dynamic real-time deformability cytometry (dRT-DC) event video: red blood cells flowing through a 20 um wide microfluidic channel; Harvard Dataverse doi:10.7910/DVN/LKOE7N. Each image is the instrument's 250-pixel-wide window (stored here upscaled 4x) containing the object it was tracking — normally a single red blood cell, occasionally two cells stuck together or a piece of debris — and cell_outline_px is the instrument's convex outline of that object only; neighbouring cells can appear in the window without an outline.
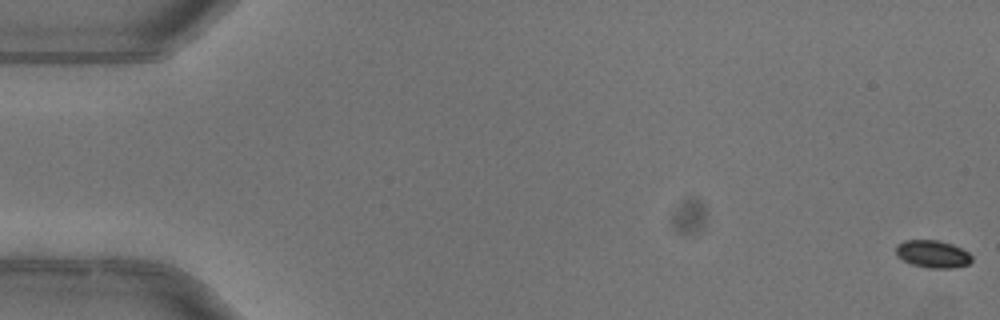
{"species": "common noctule bat (a hibernating species)", "species_latin": "Nyctalus noctula", "temperature_condition": "warm", "stored_images_in_passage": 5, "camera_frame_rate_fps": 3000, "um_per_image_px": 0.085, "animal": {"sex": "female"}, "frame": {"image": 1, "passage_image": 1, "time_ms": 0.0, "image_size_px": [1000, 320], "cell_outline_px": [[972, 260], [968, 264], [952, 268], [928, 268], [912, 264], [896, 256], [896, 244], [904, 240], [940, 240], [952, 244], [968, 252], [972, 256]], "centroid_in_image_um": [79.26, 21.58], "position_along_channel_um": 5.7, "area_um2": 12.2}}
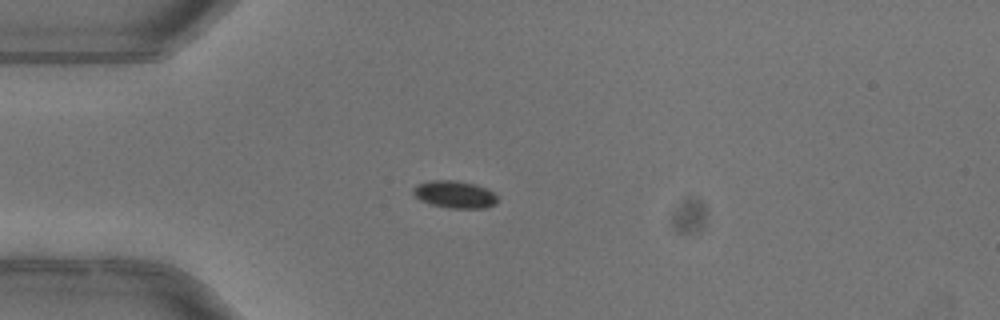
{"frame": {"image": 2, "passage_image": 5, "time_ms": 1.333, "image_size_px": [1000, 320], "cell_outline_px": [[496, 204], [484, 208], [448, 208], [428, 204], [420, 200], [412, 192], [412, 188], [416, 184], [428, 180], [456, 180], [476, 184], [492, 192], [496, 196]], "centroid_in_image_um": [38.59, 16.52], "position_along_channel_um": 46.4, "area_um2": 13.53}}